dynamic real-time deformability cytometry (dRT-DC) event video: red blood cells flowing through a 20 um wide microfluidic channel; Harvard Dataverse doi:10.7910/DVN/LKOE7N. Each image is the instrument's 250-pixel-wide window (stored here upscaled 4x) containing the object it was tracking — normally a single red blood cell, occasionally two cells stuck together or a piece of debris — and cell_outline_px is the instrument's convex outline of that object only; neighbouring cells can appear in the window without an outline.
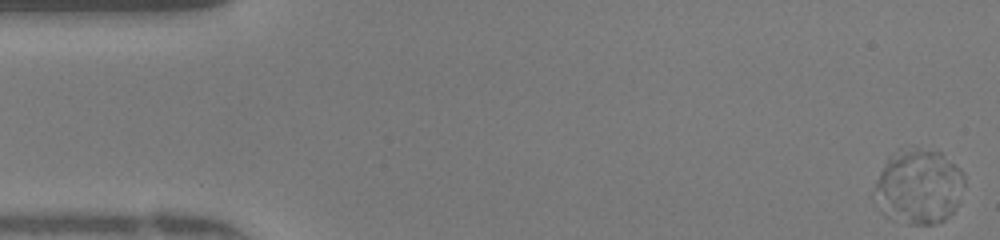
{"species": "human", "species_latin": "Homo sapiens", "temperature_condition": "warm", "stored_images_in_passage": 50, "camera_frame_rate_fps": 3000, "um_per_image_px": 0.085, "donor": {"sex": "female"}, "frame": {"image": 1, "passage_image": 1, "time_ms": 0.0, "image_size_px": [1000, 240], "cell_outline_px": [[964, 184], [956, 204], [952, 212], [944, 220], [932, 224], [912, 224], [892, 220], [884, 216], [880, 212], [872, 200], [872, 192], [876, 180], [888, 156], [900, 148], [916, 148], [940, 152], [960, 168], [964, 172]], "centroid_in_image_um": [78.01, 15.87], "position_along_channel_um": 7.0, "area_um2": 39.82}}
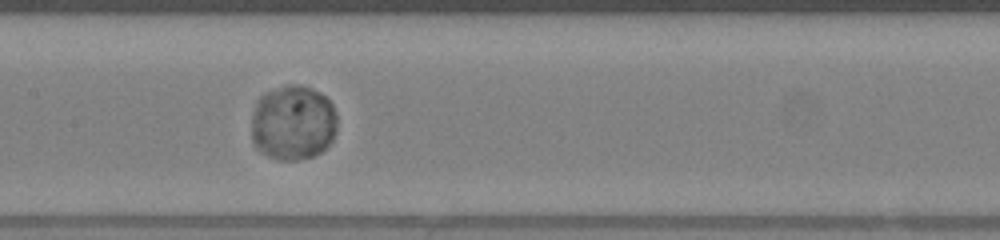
{"frame": {"image": 2, "passage_image": 24, "time_ms": 7.667, "image_size_px": [1000, 240], "cell_outline_px": [[336, 132], [332, 140], [320, 152], [312, 156], [296, 160], [280, 160], [268, 156], [260, 152], [252, 144], [252, 116], [256, 100], [264, 92], [292, 84], [296, 84], [312, 88], [320, 92], [332, 104], [336, 116]], "centroid_in_image_um": [24.88, 10.43], "position_along_channel_um": 182.5, "area_um2": 37.69}}
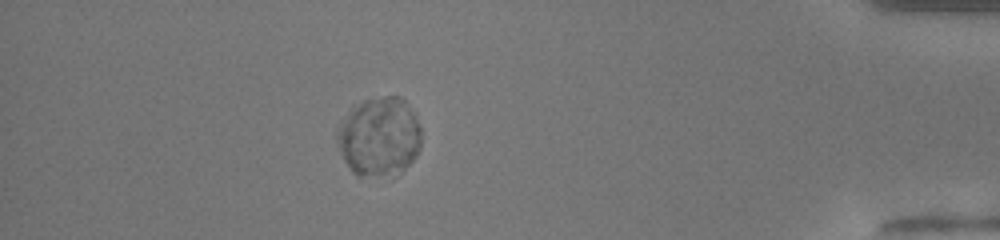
{"frame": {"image": 3, "passage_image": 44, "time_ms": 14.333, "image_size_px": [1000, 240], "cell_outline_px": [[420, 148], [416, 156], [396, 176], [356, 176], [352, 172], [344, 160], [336, 144], [336, 124], [352, 104], [364, 100], [384, 96], [400, 96], [404, 100], [416, 116], [420, 128]], "centroid_in_image_um": [32.17, 11.61], "position_along_channel_um": 403.0, "area_um2": 39.65}, "authors_computed_cell_mechanics": {"area_um2": 38.148, "velocity_mm_per_s": 4.0497, "shape_relaxation_time_tau1_ms": 3.049, "shape_relaxation_time_tau2_ms": null, "deformation_change_tau1": 0.0104, "deformation_change_tau2": null}}